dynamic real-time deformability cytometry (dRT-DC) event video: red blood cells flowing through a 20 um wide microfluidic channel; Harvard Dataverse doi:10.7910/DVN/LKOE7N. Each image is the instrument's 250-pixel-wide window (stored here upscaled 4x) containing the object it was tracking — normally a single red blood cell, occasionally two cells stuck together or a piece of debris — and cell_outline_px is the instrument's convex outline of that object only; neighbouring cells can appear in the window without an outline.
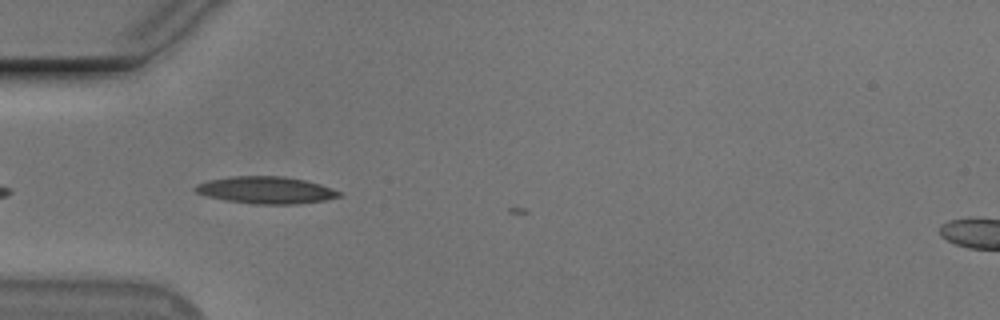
{"species": "Egyptian fruit bat (a non-hibernating species)", "species_latin": "Rousettus aegyptiacus", "temperature_condition": "cold", "stored_images_in_passage": 5, "camera_frame_rate_fps": 3000, "um_per_image_px": 0.085, "animal": {"sex": "male"}, "frame": {"image": 1, "passage_image": 3, "time_ms": 0.667, "image_size_px": [1000, 320], "cell_outline_px": [[344, 196], [324, 200], [296, 204], [256, 204], [224, 200], [208, 196], [196, 192], [192, 188], [196, 184], [208, 180], [228, 176], [284, 176], [304, 180], [320, 184], [332, 188], [340, 192]], "centroid_in_image_um": [22.59, 16.15], "position_along_channel_um": 62.4, "area_um2": 22.77}}